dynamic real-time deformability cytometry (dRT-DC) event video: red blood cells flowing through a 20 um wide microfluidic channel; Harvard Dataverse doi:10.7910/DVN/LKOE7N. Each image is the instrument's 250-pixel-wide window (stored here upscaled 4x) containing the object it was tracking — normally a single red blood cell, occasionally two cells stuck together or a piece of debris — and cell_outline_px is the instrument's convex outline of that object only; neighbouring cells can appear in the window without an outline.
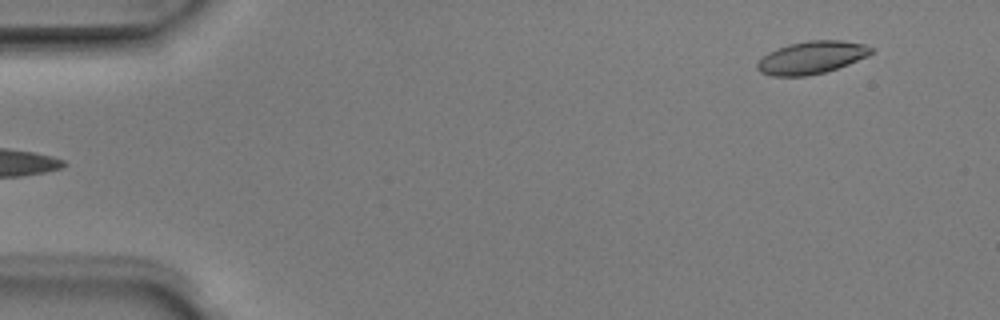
{"species": "Egyptian fruit bat (a non-hibernating species)", "species_latin": "Rousettus aegyptiacus", "temperature_condition": "room temperature", "stored_images_in_passage": 6, "segment_of_instrument_passage": [2, 2], "camera_frame_rate_fps": 3000, "um_per_image_px": 0.085, "animal": {"sex": "male"}, "frame": {"image": 1, "passage_image": 6, "time_ms": 1.667, "image_size_px": [1000, 320], "cell_outline_px": [[872, 52], [868, 56], [848, 64], [824, 72], [804, 76], [772, 76], [760, 72], [756, 68], [756, 64], [768, 52], [776, 48], [788, 44], [808, 40], [840, 40], [864, 44], [872, 48]], "centroid_in_image_um": [68.96, 4.88], "position_along_channel_um": 16.0, "area_um2": 21.56}}